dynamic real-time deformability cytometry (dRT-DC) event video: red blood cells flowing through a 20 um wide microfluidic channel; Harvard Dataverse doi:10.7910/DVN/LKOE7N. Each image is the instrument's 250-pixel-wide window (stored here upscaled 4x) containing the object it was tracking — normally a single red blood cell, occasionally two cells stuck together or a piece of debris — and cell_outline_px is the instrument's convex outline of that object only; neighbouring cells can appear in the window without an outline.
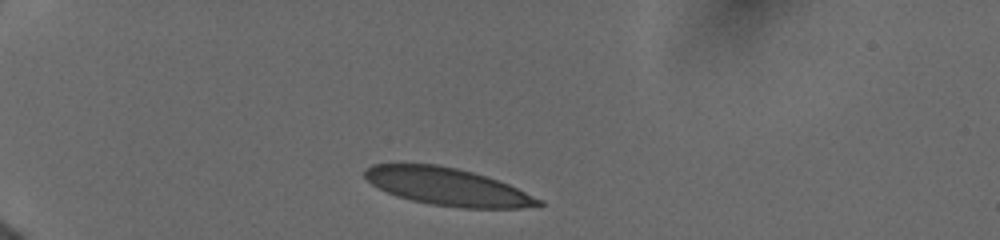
{"species": "human", "species_latin": "Homo sapiens", "temperature_condition": "cold", "stored_images_in_passage": 41, "camera_frame_rate_fps": 3000, "um_per_image_px": 0.085, "donor": {"sex": "female"}, "frame": {"image": 1, "passage_image": 1, "time_ms": 0.0, "image_size_px": [1000, 240], "cell_outline_px": [[544, 204], [540, 208], [464, 208], [432, 204], [412, 200], [396, 196], [372, 184], [364, 176], [364, 172], [372, 164], [436, 164], [456, 168], [472, 172], [508, 184], [544, 200]], "centroid_in_image_um": [38.11, 15.88], "position_along_channel_um": 46.9, "area_um2": 37.8}}
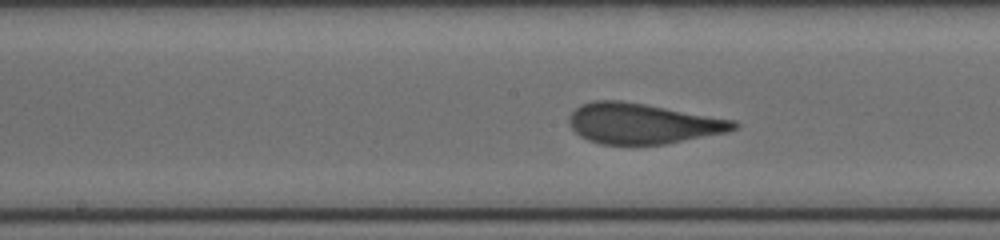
{"frame": {"image": 2, "passage_image": 21, "time_ms": 5.0, "image_size_px": [1000, 240], "cell_outline_px": [[740, 124], [736, 128], [728, 132], [664, 144], [600, 144], [588, 140], [580, 136], [568, 124], [568, 116], [580, 104], [592, 100], [620, 100], [644, 104], [736, 120]], "centroid_in_image_um": [54.6, 10.49], "position_along_channel_um": 193.6, "area_um2": 38.84}}
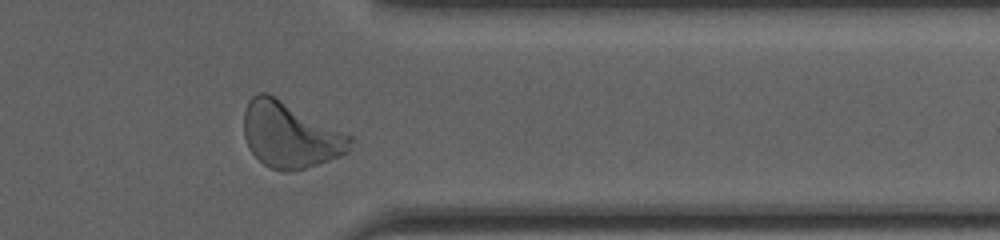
{"frame": {"image": 3, "passage_image": 36, "time_ms": 10.0, "image_size_px": [1000, 240], "cell_outline_px": [[352, 140], [348, 152], [340, 156], [304, 168], [288, 172], [284, 172], [272, 168], [264, 164], [248, 148], [244, 136], [244, 112], [248, 100], [252, 96], [260, 92], [268, 92], [352, 136]], "centroid_in_image_um": [24.63, 11.46], "position_along_channel_um": 386.8, "area_um2": 40.52}, "authors_computed_cell_mechanics": {"area_um2": 39.015, "velocity_mm_per_s": 3.9144, "shape_relaxation_time_tau1_ms": 4.4787, "shape_relaxation_time_tau2_ms": null, "deformation_change_tau1": 0.1759, "deformation_change_tau2": null}}